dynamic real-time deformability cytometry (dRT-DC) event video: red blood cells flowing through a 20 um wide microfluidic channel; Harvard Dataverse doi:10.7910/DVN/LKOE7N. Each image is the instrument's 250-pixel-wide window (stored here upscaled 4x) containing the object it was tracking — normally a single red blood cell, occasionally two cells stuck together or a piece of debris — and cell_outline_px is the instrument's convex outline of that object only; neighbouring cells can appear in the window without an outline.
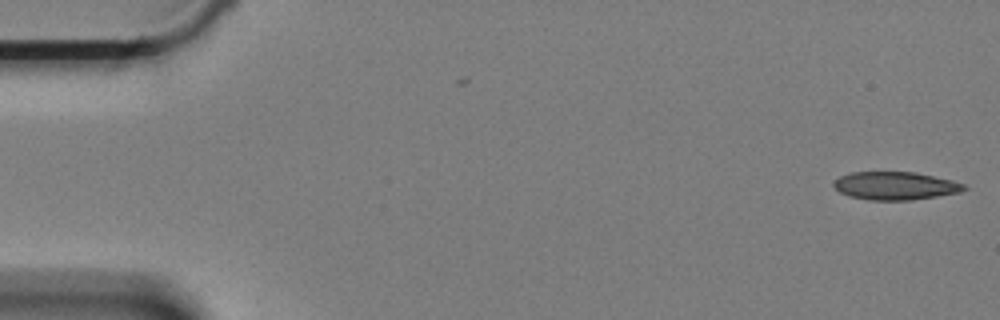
{"species": "Egyptian fruit bat (a non-hibernating species)", "species_latin": "Rousettus aegyptiacus", "temperature_condition": "cold", "stored_images_in_passage": 10, "camera_frame_rate_fps": 3000, "um_per_image_px": 0.085, "animal": {"sex": "female"}, "frame": {"image": 1, "passage_image": 1, "time_ms": 0.0, "image_size_px": [1000, 320], "cell_outline_px": [[968, 188], [960, 192], [912, 200], [868, 200], [848, 196], [840, 192], [832, 184], [840, 176], [852, 172], [916, 172], [952, 180], [964, 184]], "centroid_in_image_um": [76.1, 15.79], "position_along_channel_um": 8.9, "area_um2": 21.27}}